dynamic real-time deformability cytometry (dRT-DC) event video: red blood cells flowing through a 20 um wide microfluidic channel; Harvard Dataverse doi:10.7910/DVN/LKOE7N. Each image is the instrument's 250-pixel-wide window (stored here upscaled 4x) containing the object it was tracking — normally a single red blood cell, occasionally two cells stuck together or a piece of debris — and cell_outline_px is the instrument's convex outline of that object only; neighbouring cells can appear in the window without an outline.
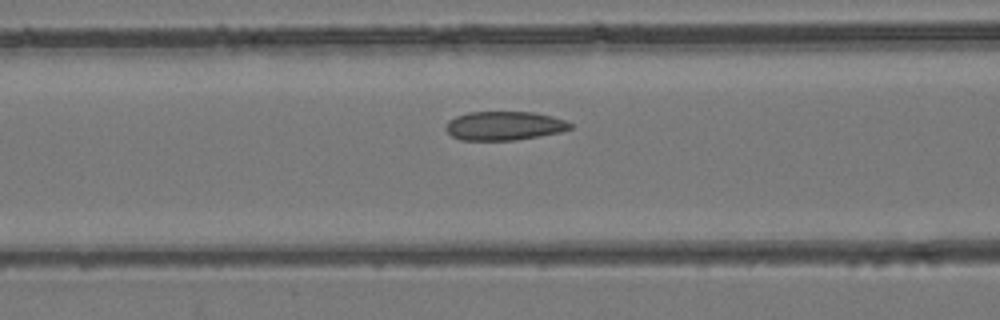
{"species": "common noctule bat (a hibernating species)", "species_latin": "Nyctalus noctula", "temperature_condition": "room temperature", "stored_images_in_passage": 41, "segment_of_instrument_passage": [1, 2], "camera_frame_rate_fps": 3000, "um_per_image_px": 0.085, "animal": {"sex": "female", "body_mass_g": 24.6, "forearm_length_mm": 56.2}, "frame": {"image": 1, "passage_image": 12, "time_ms": 3.667, "image_size_px": [1000, 320], "cell_outline_px": [[572, 128], [560, 132], [540, 136], [516, 140], [460, 140], [452, 136], [444, 128], [448, 120], [456, 116], [468, 112], [532, 112], [552, 116], [564, 120], [572, 124]], "centroid_in_image_um": [42.84, 10.69], "position_along_channel_um": 123.8, "area_um2": 20.98}}
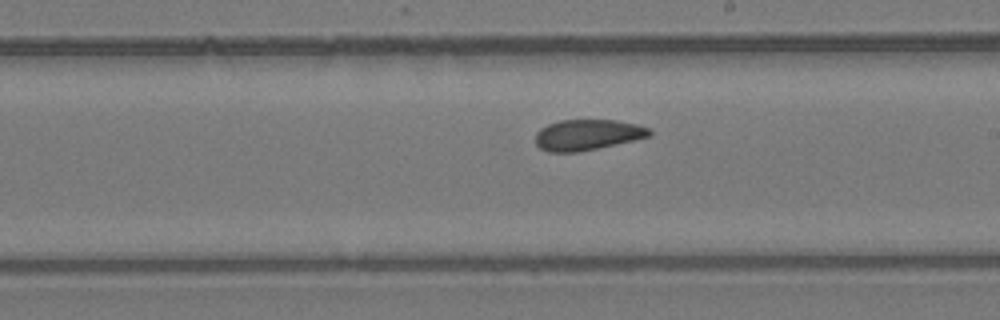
{"frame": {"image": 2, "passage_image": 20, "time_ms": 6.333, "image_size_px": [1000, 320], "cell_outline_px": [[652, 136], [580, 152], [548, 152], [540, 148], [536, 144], [536, 132], [540, 128], [548, 124], [560, 120], [616, 120], [636, 124], [648, 128], [652, 132]], "centroid_in_image_um": [49.92, 11.46], "position_along_channel_um": 239.1, "area_um2": 20.46}}
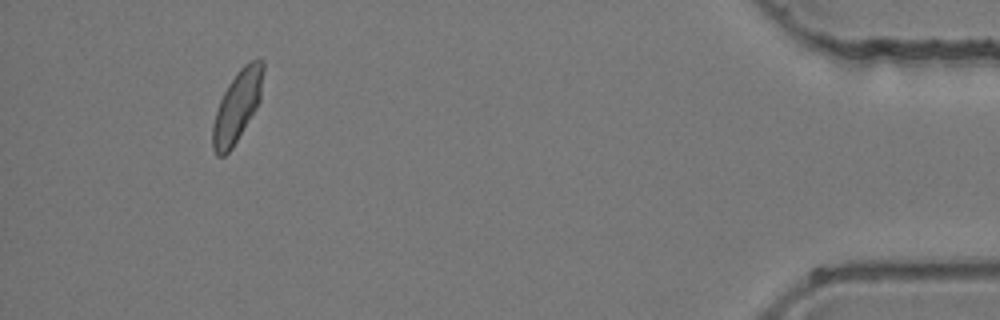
{"frame": {"image": 3, "passage_image": 37, "time_ms": 12.0, "image_size_px": [1000, 320], "cell_outline_px": [[264, 68], [260, 100], [256, 108], [232, 148], [224, 156], [216, 156], [212, 148], [212, 124], [220, 100], [228, 84], [236, 72], [244, 64], [252, 60], [264, 60]], "centroid_in_image_um": [20.15, 9.03], "position_along_channel_um": 415.1, "area_um2": 20.81}}